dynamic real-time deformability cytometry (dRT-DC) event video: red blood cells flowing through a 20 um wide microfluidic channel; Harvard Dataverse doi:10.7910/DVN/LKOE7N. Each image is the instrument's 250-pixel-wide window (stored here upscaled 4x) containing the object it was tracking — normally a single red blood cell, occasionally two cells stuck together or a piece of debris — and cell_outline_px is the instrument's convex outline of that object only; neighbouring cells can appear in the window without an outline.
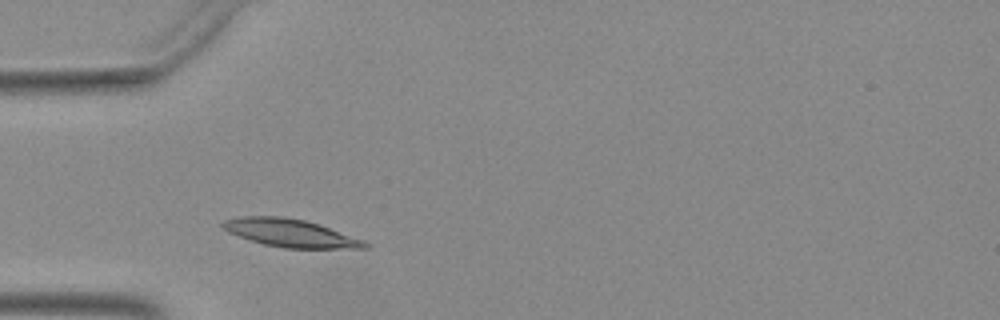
{"species": "Egyptian fruit bat (a non-hibernating species)", "species_latin": "Rousettus aegyptiacus", "temperature_condition": "warm", "stored_images_in_passage": 33, "camera_frame_rate_fps": 3000, "um_per_image_px": 0.085, "animal": {"sex": "female"}, "frame": {"image": 1, "passage_image": 6, "time_ms": 1.667, "image_size_px": [1000, 320], "cell_outline_px": [[368, 248], [284, 248], [264, 244], [228, 232], [220, 224], [224, 220], [244, 216], [280, 216], [304, 220], [320, 224], [364, 240], [368, 244]], "centroid_in_image_um": [24.7, 19.8], "position_along_channel_um": 60.3, "area_um2": 22.83}}
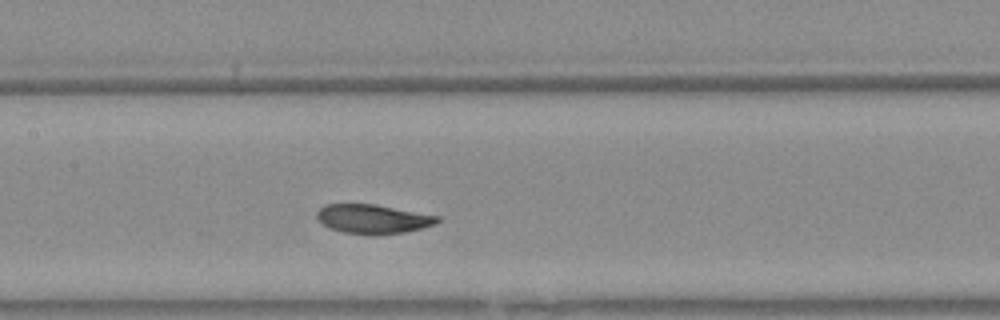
{"frame": {"image": 2, "passage_image": 15, "time_ms": 4.667, "image_size_px": [1000, 320], "cell_outline_px": [[440, 220], [436, 224], [404, 232], [340, 232], [328, 228], [316, 216], [316, 212], [320, 208], [328, 204], [372, 204], [440, 216]], "centroid_in_image_um": [31.68, 18.57], "position_along_channel_um": 175.7, "area_um2": 19.59}}
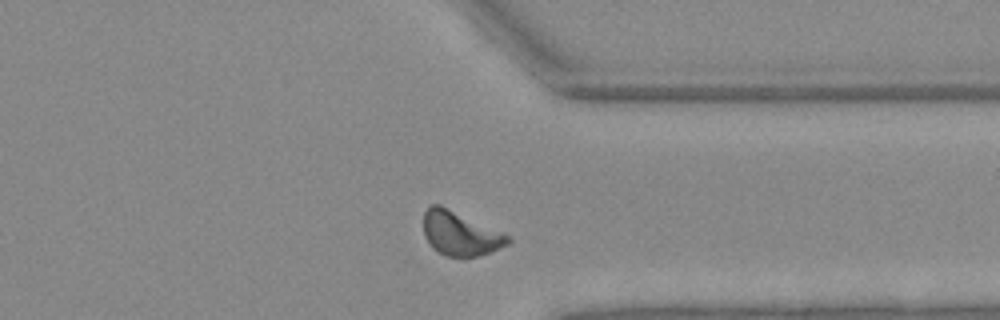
{"frame": {"image": 3, "passage_image": 30, "time_ms": 9.667, "image_size_px": [1000, 320], "cell_outline_px": [[512, 244], [492, 252], [476, 256], [448, 256], [436, 252], [432, 248], [424, 236], [424, 212], [432, 204], [440, 204], [504, 232], [512, 240]], "centroid_in_image_um": [39.15, 19.85], "position_along_channel_um": 372.2, "area_um2": 21.96}}